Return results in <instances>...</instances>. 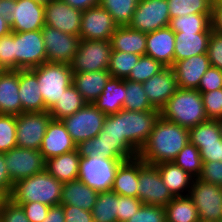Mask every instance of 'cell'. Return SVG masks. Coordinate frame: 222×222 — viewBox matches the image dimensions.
Wrapping results in <instances>:
<instances>
[{"label":"cell","instance_id":"cell-29","mask_svg":"<svg viewBox=\"0 0 222 222\" xmlns=\"http://www.w3.org/2000/svg\"><path fill=\"white\" fill-rule=\"evenodd\" d=\"M125 96V79L111 77L93 104L105 115L115 114L123 109Z\"/></svg>","mask_w":222,"mask_h":222},{"label":"cell","instance_id":"cell-10","mask_svg":"<svg viewBox=\"0 0 222 222\" xmlns=\"http://www.w3.org/2000/svg\"><path fill=\"white\" fill-rule=\"evenodd\" d=\"M105 117L106 115L93 103H87L76 113L65 117L61 121L73 142L78 145L99 134L103 128Z\"/></svg>","mask_w":222,"mask_h":222},{"label":"cell","instance_id":"cell-61","mask_svg":"<svg viewBox=\"0 0 222 222\" xmlns=\"http://www.w3.org/2000/svg\"><path fill=\"white\" fill-rule=\"evenodd\" d=\"M11 32L9 21L0 16V38Z\"/></svg>","mask_w":222,"mask_h":222},{"label":"cell","instance_id":"cell-42","mask_svg":"<svg viewBox=\"0 0 222 222\" xmlns=\"http://www.w3.org/2000/svg\"><path fill=\"white\" fill-rule=\"evenodd\" d=\"M140 55L112 50L108 72L114 78L126 79L133 66L139 61Z\"/></svg>","mask_w":222,"mask_h":222},{"label":"cell","instance_id":"cell-6","mask_svg":"<svg viewBox=\"0 0 222 222\" xmlns=\"http://www.w3.org/2000/svg\"><path fill=\"white\" fill-rule=\"evenodd\" d=\"M38 86L49 110L62 96V93L73 81L70 64L46 62L36 67Z\"/></svg>","mask_w":222,"mask_h":222},{"label":"cell","instance_id":"cell-51","mask_svg":"<svg viewBox=\"0 0 222 222\" xmlns=\"http://www.w3.org/2000/svg\"><path fill=\"white\" fill-rule=\"evenodd\" d=\"M0 222H30L20 205L8 199L0 209Z\"/></svg>","mask_w":222,"mask_h":222},{"label":"cell","instance_id":"cell-41","mask_svg":"<svg viewBox=\"0 0 222 222\" xmlns=\"http://www.w3.org/2000/svg\"><path fill=\"white\" fill-rule=\"evenodd\" d=\"M173 162L194 178L201 174L203 161L199 149L190 142L177 154Z\"/></svg>","mask_w":222,"mask_h":222},{"label":"cell","instance_id":"cell-26","mask_svg":"<svg viewBox=\"0 0 222 222\" xmlns=\"http://www.w3.org/2000/svg\"><path fill=\"white\" fill-rule=\"evenodd\" d=\"M112 76L108 70L73 73L72 84L87 103H93Z\"/></svg>","mask_w":222,"mask_h":222},{"label":"cell","instance_id":"cell-1","mask_svg":"<svg viewBox=\"0 0 222 222\" xmlns=\"http://www.w3.org/2000/svg\"><path fill=\"white\" fill-rule=\"evenodd\" d=\"M160 117V110L128 111L106 115L99 134L76 146L80 157L102 156L124 161L138 156Z\"/></svg>","mask_w":222,"mask_h":222},{"label":"cell","instance_id":"cell-21","mask_svg":"<svg viewBox=\"0 0 222 222\" xmlns=\"http://www.w3.org/2000/svg\"><path fill=\"white\" fill-rule=\"evenodd\" d=\"M207 53L177 61L173 66L178 88L197 89L202 76L210 67Z\"/></svg>","mask_w":222,"mask_h":222},{"label":"cell","instance_id":"cell-55","mask_svg":"<svg viewBox=\"0 0 222 222\" xmlns=\"http://www.w3.org/2000/svg\"><path fill=\"white\" fill-rule=\"evenodd\" d=\"M198 149L203 162H222V143L211 145H199Z\"/></svg>","mask_w":222,"mask_h":222},{"label":"cell","instance_id":"cell-13","mask_svg":"<svg viewBox=\"0 0 222 222\" xmlns=\"http://www.w3.org/2000/svg\"><path fill=\"white\" fill-rule=\"evenodd\" d=\"M169 24L167 0H139L128 26L147 34L167 27Z\"/></svg>","mask_w":222,"mask_h":222},{"label":"cell","instance_id":"cell-2","mask_svg":"<svg viewBox=\"0 0 222 222\" xmlns=\"http://www.w3.org/2000/svg\"><path fill=\"white\" fill-rule=\"evenodd\" d=\"M188 142V128L160 116L138 157L150 165L172 162Z\"/></svg>","mask_w":222,"mask_h":222},{"label":"cell","instance_id":"cell-7","mask_svg":"<svg viewBox=\"0 0 222 222\" xmlns=\"http://www.w3.org/2000/svg\"><path fill=\"white\" fill-rule=\"evenodd\" d=\"M46 62L41 30L14 32V70L32 69Z\"/></svg>","mask_w":222,"mask_h":222},{"label":"cell","instance_id":"cell-16","mask_svg":"<svg viewBox=\"0 0 222 222\" xmlns=\"http://www.w3.org/2000/svg\"><path fill=\"white\" fill-rule=\"evenodd\" d=\"M118 25L100 4L82 11L80 39L110 40Z\"/></svg>","mask_w":222,"mask_h":222},{"label":"cell","instance_id":"cell-31","mask_svg":"<svg viewBox=\"0 0 222 222\" xmlns=\"http://www.w3.org/2000/svg\"><path fill=\"white\" fill-rule=\"evenodd\" d=\"M110 43L112 50L140 56L146 54V33L132 29L128 25L118 26L111 36Z\"/></svg>","mask_w":222,"mask_h":222},{"label":"cell","instance_id":"cell-3","mask_svg":"<svg viewBox=\"0 0 222 222\" xmlns=\"http://www.w3.org/2000/svg\"><path fill=\"white\" fill-rule=\"evenodd\" d=\"M63 183L46 170L13 183L9 199L17 205L40 202L48 206L60 205Z\"/></svg>","mask_w":222,"mask_h":222},{"label":"cell","instance_id":"cell-44","mask_svg":"<svg viewBox=\"0 0 222 222\" xmlns=\"http://www.w3.org/2000/svg\"><path fill=\"white\" fill-rule=\"evenodd\" d=\"M16 146V116L0 114V153L8 152Z\"/></svg>","mask_w":222,"mask_h":222},{"label":"cell","instance_id":"cell-9","mask_svg":"<svg viewBox=\"0 0 222 222\" xmlns=\"http://www.w3.org/2000/svg\"><path fill=\"white\" fill-rule=\"evenodd\" d=\"M138 199L146 205L165 207L174 196L163 183L156 165L138 157Z\"/></svg>","mask_w":222,"mask_h":222},{"label":"cell","instance_id":"cell-23","mask_svg":"<svg viewBox=\"0 0 222 222\" xmlns=\"http://www.w3.org/2000/svg\"><path fill=\"white\" fill-rule=\"evenodd\" d=\"M19 98L23 112L48 111L38 86L36 67L32 69H19Z\"/></svg>","mask_w":222,"mask_h":222},{"label":"cell","instance_id":"cell-12","mask_svg":"<svg viewBox=\"0 0 222 222\" xmlns=\"http://www.w3.org/2000/svg\"><path fill=\"white\" fill-rule=\"evenodd\" d=\"M52 117L48 111L23 112L16 116L17 146L40 150L48 123Z\"/></svg>","mask_w":222,"mask_h":222},{"label":"cell","instance_id":"cell-27","mask_svg":"<svg viewBox=\"0 0 222 222\" xmlns=\"http://www.w3.org/2000/svg\"><path fill=\"white\" fill-rule=\"evenodd\" d=\"M98 194L99 192L77 179L63 183L60 204L92 211Z\"/></svg>","mask_w":222,"mask_h":222},{"label":"cell","instance_id":"cell-35","mask_svg":"<svg viewBox=\"0 0 222 222\" xmlns=\"http://www.w3.org/2000/svg\"><path fill=\"white\" fill-rule=\"evenodd\" d=\"M212 14H189L170 19L169 27L174 32L211 33Z\"/></svg>","mask_w":222,"mask_h":222},{"label":"cell","instance_id":"cell-20","mask_svg":"<svg viewBox=\"0 0 222 222\" xmlns=\"http://www.w3.org/2000/svg\"><path fill=\"white\" fill-rule=\"evenodd\" d=\"M76 146L62 121L51 119L39 151L44 160H47L71 152L76 149Z\"/></svg>","mask_w":222,"mask_h":222},{"label":"cell","instance_id":"cell-58","mask_svg":"<svg viewBox=\"0 0 222 222\" xmlns=\"http://www.w3.org/2000/svg\"><path fill=\"white\" fill-rule=\"evenodd\" d=\"M42 222H65L64 205L51 206Z\"/></svg>","mask_w":222,"mask_h":222},{"label":"cell","instance_id":"cell-62","mask_svg":"<svg viewBox=\"0 0 222 222\" xmlns=\"http://www.w3.org/2000/svg\"><path fill=\"white\" fill-rule=\"evenodd\" d=\"M8 199L9 197L0 189V209Z\"/></svg>","mask_w":222,"mask_h":222},{"label":"cell","instance_id":"cell-63","mask_svg":"<svg viewBox=\"0 0 222 222\" xmlns=\"http://www.w3.org/2000/svg\"><path fill=\"white\" fill-rule=\"evenodd\" d=\"M34 1H36L37 3H39V4H42V5H46V4H48L50 1H53V0H34Z\"/></svg>","mask_w":222,"mask_h":222},{"label":"cell","instance_id":"cell-49","mask_svg":"<svg viewBox=\"0 0 222 222\" xmlns=\"http://www.w3.org/2000/svg\"><path fill=\"white\" fill-rule=\"evenodd\" d=\"M222 88V70L210 66L201 78L197 90L200 93L214 91Z\"/></svg>","mask_w":222,"mask_h":222},{"label":"cell","instance_id":"cell-30","mask_svg":"<svg viewBox=\"0 0 222 222\" xmlns=\"http://www.w3.org/2000/svg\"><path fill=\"white\" fill-rule=\"evenodd\" d=\"M211 33L175 32L174 64L194 55L207 53Z\"/></svg>","mask_w":222,"mask_h":222},{"label":"cell","instance_id":"cell-22","mask_svg":"<svg viewBox=\"0 0 222 222\" xmlns=\"http://www.w3.org/2000/svg\"><path fill=\"white\" fill-rule=\"evenodd\" d=\"M175 32L164 27L146 34V54L165 67L174 65Z\"/></svg>","mask_w":222,"mask_h":222},{"label":"cell","instance_id":"cell-64","mask_svg":"<svg viewBox=\"0 0 222 222\" xmlns=\"http://www.w3.org/2000/svg\"><path fill=\"white\" fill-rule=\"evenodd\" d=\"M219 127H220V132H221V137H222V118L217 119Z\"/></svg>","mask_w":222,"mask_h":222},{"label":"cell","instance_id":"cell-48","mask_svg":"<svg viewBox=\"0 0 222 222\" xmlns=\"http://www.w3.org/2000/svg\"><path fill=\"white\" fill-rule=\"evenodd\" d=\"M142 205L138 198L118 195L117 222H127Z\"/></svg>","mask_w":222,"mask_h":222},{"label":"cell","instance_id":"cell-60","mask_svg":"<svg viewBox=\"0 0 222 222\" xmlns=\"http://www.w3.org/2000/svg\"><path fill=\"white\" fill-rule=\"evenodd\" d=\"M13 10V0H0V16L10 21Z\"/></svg>","mask_w":222,"mask_h":222},{"label":"cell","instance_id":"cell-15","mask_svg":"<svg viewBox=\"0 0 222 222\" xmlns=\"http://www.w3.org/2000/svg\"><path fill=\"white\" fill-rule=\"evenodd\" d=\"M47 62L70 64L78 50L80 37L45 25L42 29Z\"/></svg>","mask_w":222,"mask_h":222},{"label":"cell","instance_id":"cell-52","mask_svg":"<svg viewBox=\"0 0 222 222\" xmlns=\"http://www.w3.org/2000/svg\"><path fill=\"white\" fill-rule=\"evenodd\" d=\"M198 178L204 182L222 186V162H203L202 171Z\"/></svg>","mask_w":222,"mask_h":222},{"label":"cell","instance_id":"cell-53","mask_svg":"<svg viewBox=\"0 0 222 222\" xmlns=\"http://www.w3.org/2000/svg\"><path fill=\"white\" fill-rule=\"evenodd\" d=\"M30 222H42L50 209V206L40 202H28L20 204Z\"/></svg>","mask_w":222,"mask_h":222},{"label":"cell","instance_id":"cell-5","mask_svg":"<svg viewBox=\"0 0 222 222\" xmlns=\"http://www.w3.org/2000/svg\"><path fill=\"white\" fill-rule=\"evenodd\" d=\"M123 161L102 156L81 157L78 180L97 192L111 191L116 171Z\"/></svg>","mask_w":222,"mask_h":222},{"label":"cell","instance_id":"cell-14","mask_svg":"<svg viewBox=\"0 0 222 222\" xmlns=\"http://www.w3.org/2000/svg\"><path fill=\"white\" fill-rule=\"evenodd\" d=\"M12 183L41 173L45 170V160L39 150L16 146L4 153Z\"/></svg>","mask_w":222,"mask_h":222},{"label":"cell","instance_id":"cell-65","mask_svg":"<svg viewBox=\"0 0 222 222\" xmlns=\"http://www.w3.org/2000/svg\"><path fill=\"white\" fill-rule=\"evenodd\" d=\"M213 4H222V0L218 1V2H215Z\"/></svg>","mask_w":222,"mask_h":222},{"label":"cell","instance_id":"cell-56","mask_svg":"<svg viewBox=\"0 0 222 222\" xmlns=\"http://www.w3.org/2000/svg\"><path fill=\"white\" fill-rule=\"evenodd\" d=\"M0 189L9 197L12 189L13 183L10 179L7 167L5 165L4 153H0Z\"/></svg>","mask_w":222,"mask_h":222},{"label":"cell","instance_id":"cell-43","mask_svg":"<svg viewBox=\"0 0 222 222\" xmlns=\"http://www.w3.org/2000/svg\"><path fill=\"white\" fill-rule=\"evenodd\" d=\"M164 68L165 66L157 60L151 58L150 56L142 55L140 56L139 61L131 69V73L126 80L144 83L146 80L159 73Z\"/></svg>","mask_w":222,"mask_h":222},{"label":"cell","instance_id":"cell-59","mask_svg":"<svg viewBox=\"0 0 222 222\" xmlns=\"http://www.w3.org/2000/svg\"><path fill=\"white\" fill-rule=\"evenodd\" d=\"M73 8L85 11L90 7L99 5L100 0H62Z\"/></svg>","mask_w":222,"mask_h":222},{"label":"cell","instance_id":"cell-50","mask_svg":"<svg viewBox=\"0 0 222 222\" xmlns=\"http://www.w3.org/2000/svg\"><path fill=\"white\" fill-rule=\"evenodd\" d=\"M207 55L210 65L222 70V33H217L212 30Z\"/></svg>","mask_w":222,"mask_h":222},{"label":"cell","instance_id":"cell-38","mask_svg":"<svg viewBox=\"0 0 222 222\" xmlns=\"http://www.w3.org/2000/svg\"><path fill=\"white\" fill-rule=\"evenodd\" d=\"M139 0H100L99 4L106 9L118 26L131 22Z\"/></svg>","mask_w":222,"mask_h":222},{"label":"cell","instance_id":"cell-17","mask_svg":"<svg viewBox=\"0 0 222 222\" xmlns=\"http://www.w3.org/2000/svg\"><path fill=\"white\" fill-rule=\"evenodd\" d=\"M44 13L45 6L34 0H13L11 32L41 30L45 26Z\"/></svg>","mask_w":222,"mask_h":222},{"label":"cell","instance_id":"cell-33","mask_svg":"<svg viewBox=\"0 0 222 222\" xmlns=\"http://www.w3.org/2000/svg\"><path fill=\"white\" fill-rule=\"evenodd\" d=\"M87 102L76 87L71 84L64 90L59 100L48 110L52 119L62 120L83 108Z\"/></svg>","mask_w":222,"mask_h":222},{"label":"cell","instance_id":"cell-24","mask_svg":"<svg viewBox=\"0 0 222 222\" xmlns=\"http://www.w3.org/2000/svg\"><path fill=\"white\" fill-rule=\"evenodd\" d=\"M19 70H4L0 74V114L20 115Z\"/></svg>","mask_w":222,"mask_h":222},{"label":"cell","instance_id":"cell-4","mask_svg":"<svg viewBox=\"0 0 222 222\" xmlns=\"http://www.w3.org/2000/svg\"><path fill=\"white\" fill-rule=\"evenodd\" d=\"M160 116L188 129L208 120L197 89L178 88L160 110Z\"/></svg>","mask_w":222,"mask_h":222},{"label":"cell","instance_id":"cell-37","mask_svg":"<svg viewBox=\"0 0 222 222\" xmlns=\"http://www.w3.org/2000/svg\"><path fill=\"white\" fill-rule=\"evenodd\" d=\"M189 142L197 148L199 145L221 144L222 137L218 121L208 119L189 128Z\"/></svg>","mask_w":222,"mask_h":222},{"label":"cell","instance_id":"cell-54","mask_svg":"<svg viewBox=\"0 0 222 222\" xmlns=\"http://www.w3.org/2000/svg\"><path fill=\"white\" fill-rule=\"evenodd\" d=\"M65 222H94L92 212L76 206L64 205Z\"/></svg>","mask_w":222,"mask_h":222},{"label":"cell","instance_id":"cell-25","mask_svg":"<svg viewBox=\"0 0 222 222\" xmlns=\"http://www.w3.org/2000/svg\"><path fill=\"white\" fill-rule=\"evenodd\" d=\"M163 183L174 197L188 196L194 177L173 161L156 164Z\"/></svg>","mask_w":222,"mask_h":222},{"label":"cell","instance_id":"cell-19","mask_svg":"<svg viewBox=\"0 0 222 222\" xmlns=\"http://www.w3.org/2000/svg\"><path fill=\"white\" fill-rule=\"evenodd\" d=\"M150 104L161 110L177 91L176 75L172 67H165L159 73L142 83Z\"/></svg>","mask_w":222,"mask_h":222},{"label":"cell","instance_id":"cell-57","mask_svg":"<svg viewBox=\"0 0 222 222\" xmlns=\"http://www.w3.org/2000/svg\"><path fill=\"white\" fill-rule=\"evenodd\" d=\"M211 28L217 33H222V4H213Z\"/></svg>","mask_w":222,"mask_h":222},{"label":"cell","instance_id":"cell-28","mask_svg":"<svg viewBox=\"0 0 222 222\" xmlns=\"http://www.w3.org/2000/svg\"><path fill=\"white\" fill-rule=\"evenodd\" d=\"M80 155L77 149L45 160V170L61 183L78 179Z\"/></svg>","mask_w":222,"mask_h":222},{"label":"cell","instance_id":"cell-32","mask_svg":"<svg viewBox=\"0 0 222 222\" xmlns=\"http://www.w3.org/2000/svg\"><path fill=\"white\" fill-rule=\"evenodd\" d=\"M138 156L123 161L116 171L112 191L121 196L138 198Z\"/></svg>","mask_w":222,"mask_h":222},{"label":"cell","instance_id":"cell-39","mask_svg":"<svg viewBox=\"0 0 222 222\" xmlns=\"http://www.w3.org/2000/svg\"><path fill=\"white\" fill-rule=\"evenodd\" d=\"M170 19L189 14H212V0H167Z\"/></svg>","mask_w":222,"mask_h":222},{"label":"cell","instance_id":"cell-36","mask_svg":"<svg viewBox=\"0 0 222 222\" xmlns=\"http://www.w3.org/2000/svg\"><path fill=\"white\" fill-rule=\"evenodd\" d=\"M91 212L94 222H117L118 194L112 190L99 192Z\"/></svg>","mask_w":222,"mask_h":222},{"label":"cell","instance_id":"cell-46","mask_svg":"<svg viewBox=\"0 0 222 222\" xmlns=\"http://www.w3.org/2000/svg\"><path fill=\"white\" fill-rule=\"evenodd\" d=\"M127 222H166L165 208L143 204Z\"/></svg>","mask_w":222,"mask_h":222},{"label":"cell","instance_id":"cell-34","mask_svg":"<svg viewBox=\"0 0 222 222\" xmlns=\"http://www.w3.org/2000/svg\"><path fill=\"white\" fill-rule=\"evenodd\" d=\"M166 222H198L197 208L189 196L174 197L165 207Z\"/></svg>","mask_w":222,"mask_h":222},{"label":"cell","instance_id":"cell-18","mask_svg":"<svg viewBox=\"0 0 222 222\" xmlns=\"http://www.w3.org/2000/svg\"><path fill=\"white\" fill-rule=\"evenodd\" d=\"M45 25L61 32L79 36L82 11L62 0H53L45 5Z\"/></svg>","mask_w":222,"mask_h":222},{"label":"cell","instance_id":"cell-66","mask_svg":"<svg viewBox=\"0 0 222 222\" xmlns=\"http://www.w3.org/2000/svg\"><path fill=\"white\" fill-rule=\"evenodd\" d=\"M4 71V69L0 66V74Z\"/></svg>","mask_w":222,"mask_h":222},{"label":"cell","instance_id":"cell-40","mask_svg":"<svg viewBox=\"0 0 222 222\" xmlns=\"http://www.w3.org/2000/svg\"><path fill=\"white\" fill-rule=\"evenodd\" d=\"M126 96L123 109L128 111H148L155 109L144 92L142 83L125 79Z\"/></svg>","mask_w":222,"mask_h":222},{"label":"cell","instance_id":"cell-45","mask_svg":"<svg viewBox=\"0 0 222 222\" xmlns=\"http://www.w3.org/2000/svg\"><path fill=\"white\" fill-rule=\"evenodd\" d=\"M204 110L208 119L222 118V88L201 93Z\"/></svg>","mask_w":222,"mask_h":222},{"label":"cell","instance_id":"cell-47","mask_svg":"<svg viewBox=\"0 0 222 222\" xmlns=\"http://www.w3.org/2000/svg\"><path fill=\"white\" fill-rule=\"evenodd\" d=\"M0 66L4 70H14V32L0 38Z\"/></svg>","mask_w":222,"mask_h":222},{"label":"cell","instance_id":"cell-11","mask_svg":"<svg viewBox=\"0 0 222 222\" xmlns=\"http://www.w3.org/2000/svg\"><path fill=\"white\" fill-rule=\"evenodd\" d=\"M188 196L197 208L199 220L219 222L222 219V186L194 178Z\"/></svg>","mask_w":222,"mask_h":222},{"label":"cell","instance_id":"cell-8","mask_svg":"<svg viewBox=\"0 0 222 222\" xmlns=\"http://www.w3.org/2000/svg\"><path fill=\"white\" fill-rule=\"evenodd\" d=\"M112 48L110 40L81 39L70 67L73 73L108 70Z\"/></svg>","mask_w":222,"mask_h":222}]
</instances>
